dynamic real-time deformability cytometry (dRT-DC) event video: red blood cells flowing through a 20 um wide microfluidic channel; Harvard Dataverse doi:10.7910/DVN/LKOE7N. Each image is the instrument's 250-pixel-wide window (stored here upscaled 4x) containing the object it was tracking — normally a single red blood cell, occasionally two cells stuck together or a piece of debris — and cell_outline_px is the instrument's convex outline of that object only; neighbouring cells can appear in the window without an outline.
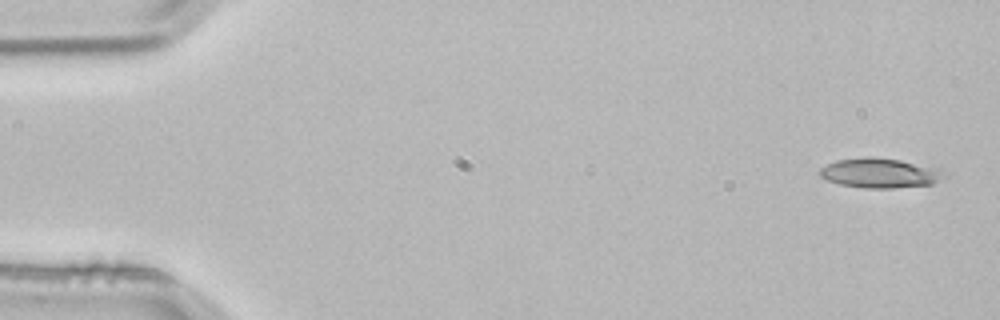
{"species": "common noctule bat (a hibernating species)", "species_latin": "Nyctalus noctula", "temperature_condition": "room temperature", "stored_images_in_passage": 2, "camera_frame_rate_fps": 3000, "um_per_image_px": 0.085, "animal": {"sex": "male", "body_mass_g": 21.5, "forearm_length_mm": 52.0}, "frame": {"image": 1, "passage_image": 1, "time_ms": 0.0, "image_size_px": [1000, 320], "cell_outline_px": [[948, 172], [944, 176], [932, 184], [892, 188], [864, 188], [840, 184], [828, 180], [820, 176], [820, 168], [836, 160], [868, 156], [900, 160], [940, 168]], "centroid_in_image_um": [74.82, 14.7], "position_along_channel_um": 10.2, "area_um2": 21.5}}